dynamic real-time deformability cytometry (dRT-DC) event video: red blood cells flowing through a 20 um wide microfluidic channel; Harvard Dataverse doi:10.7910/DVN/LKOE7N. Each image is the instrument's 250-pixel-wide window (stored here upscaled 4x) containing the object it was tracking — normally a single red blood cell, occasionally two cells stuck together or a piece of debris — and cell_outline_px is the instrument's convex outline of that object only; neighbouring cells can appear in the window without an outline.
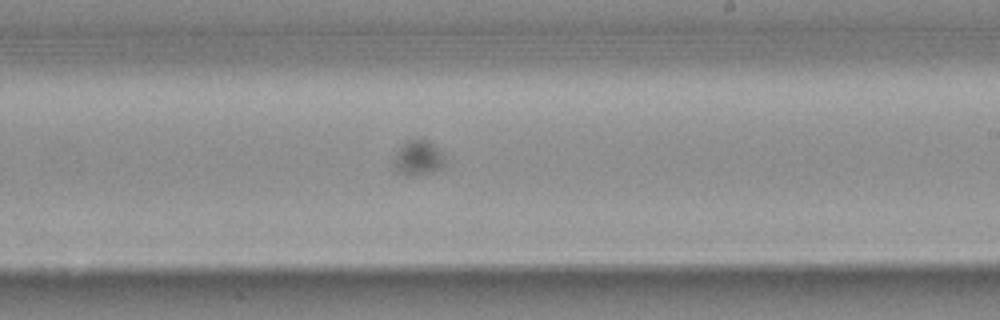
{"species": "common noctule bat (a hibernating species)", "species_latin": "Nyctalus noctula", "temperature_condition": "warm", "stored_images_in_passage": 44, "camera_frame_rate_fps": 3000, "um_per_image_px": 0.085, "animal": {"sex": "female", "body_mass_g": 25.1}, "frame": {"image": 1, "passage_image": 33, "time_ms": 10.667, "image_size_px": [1000, 320], "cell_outline_px": [[444, 164], [440, 168], [432, 172], [416, 176], [404, 176], [396, 168], [396, 160], [400, 148], [408, 140], [420, 136], [428, 140], [440, 152]], "centroid_in_image_um": [35.56, 13.41], "position_along_channel_um": 253.4, "area_um2": 10.0}}